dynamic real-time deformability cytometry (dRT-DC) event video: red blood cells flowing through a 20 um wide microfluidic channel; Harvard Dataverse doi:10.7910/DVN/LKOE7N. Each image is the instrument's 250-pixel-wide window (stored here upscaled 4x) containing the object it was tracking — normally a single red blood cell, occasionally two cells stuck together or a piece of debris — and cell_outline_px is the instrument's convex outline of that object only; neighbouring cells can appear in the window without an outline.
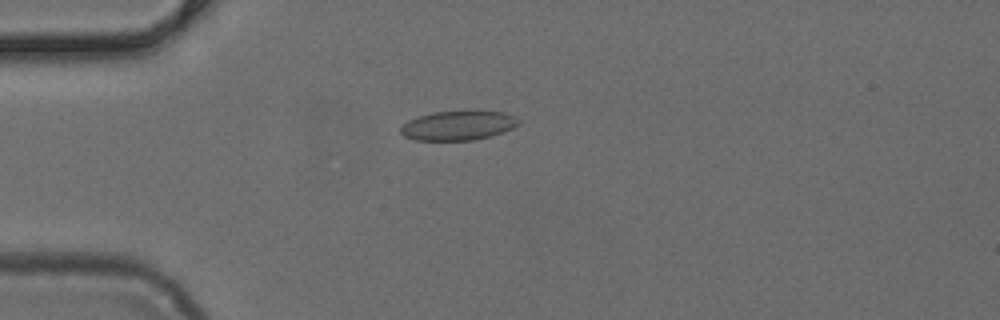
{"species": "common noctule bat (a hibernating species)", "species_latin": "Nyctalus noctula", "temperature_condition": "cold", "stored_images_in_passage": 37, "camera_frame_rate_fps": 3000, "um_per_image_px": 0.085, "animal": {"sex": "female", "body_mass_g": 24.6, "forearm_length_mm": 56.2}, "frame": {"image": 1, "passage_image": 1, "time_ms": 0.0, "image_size_px": [1000, 320], "cell_outline_px": [[520, 120], [512, 128], [504, 132], [472, 140], [416, 140], [404, 136], [400, 132], [400, 128], [408, 120], [432, 112], [476, 108], [504, 112]], "centroid_in_image_um": [38.95, 10.62], "position_along_channel_um": 46.0, "area_um2": 20.69}}
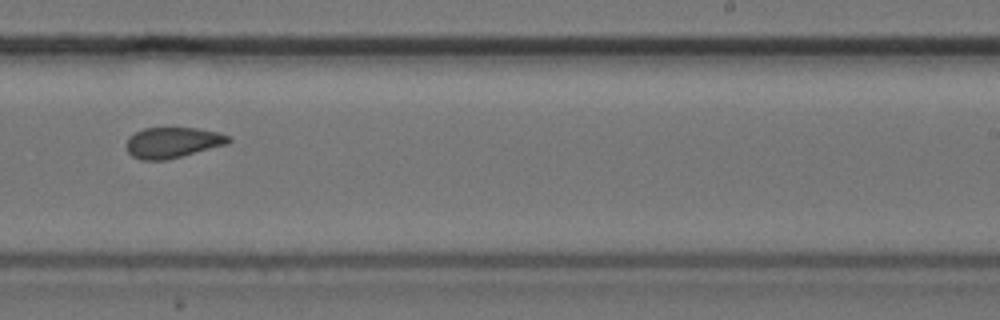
{"frame": {"image": 2, "passage_image": 19, "time_ms": 6.0, "image_size_px": [1000, 320], "cell_outline_px": [[232, 140], [228, 144], [168, 160], [140, 160], [132, 156], [128, 152], [128, 136], [144, 128], [196, 128], [216, 132], [232, 136]], "centroid_in_image_um": [14.71, 12.12], "position_along_channel_um": 274.3, "area_um2": 18.32}}
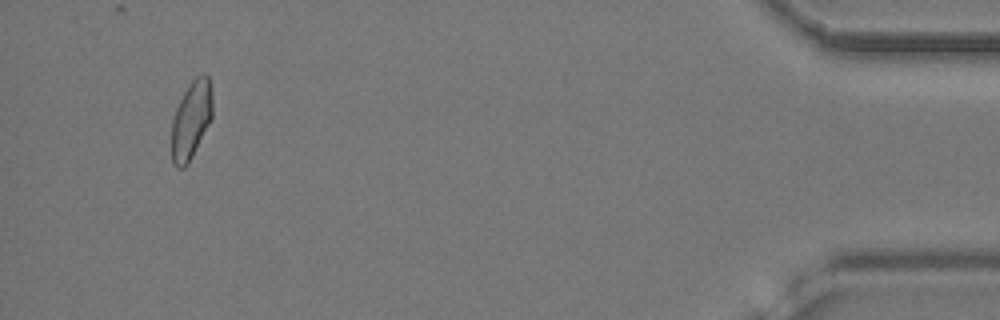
{"frame": {"image": 3, "passage_image": 35, "time_ms": 11.333, "image_size_px": [1000, 320], "cell_outline_px": [[212, 120], [188, 164], [184, 168], [176, 168], [172, 164], [172, 120], [176, 108], [184, 92], [192, 80], [196, 76], [204, 72], [208, 76], [212, 88]], "centroid_in_image_um": [16.27, 10.19], "position_along_channel_um": 418.9, "area_um2": 18.84}}